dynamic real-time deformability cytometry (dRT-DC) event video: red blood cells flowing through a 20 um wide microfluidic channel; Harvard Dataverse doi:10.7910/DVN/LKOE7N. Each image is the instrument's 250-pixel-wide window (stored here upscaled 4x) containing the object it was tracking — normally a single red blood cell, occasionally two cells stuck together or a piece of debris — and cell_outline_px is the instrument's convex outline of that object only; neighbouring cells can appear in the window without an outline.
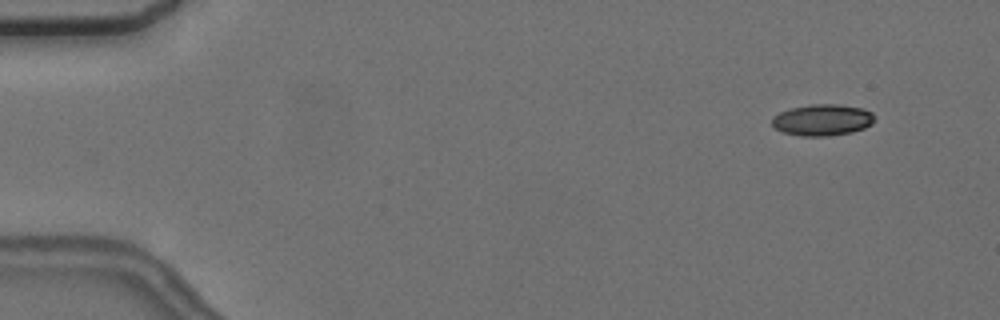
{"species": "common noctule bat (a hibernating species)", "species_latin": "Nyctalus noctula", "temperature_condition": "cold", "stored_images_in_passage": 4, "camera_frame_rate_fps": 3000, "um_per_image_px": 0.085, "animal": {"sex": "female", "body_mass_g": 24.6, "forearm_length_mm": 56.2}, "frame": {"image": 1, "passage_image": 1, "time_ms": 0.0, "image_size_px": [1000, 320], "cell_outline_px": [[876, 120], [872, 124], [864, 128], [852, 132], [828, 136], [800, 136], [784, 132], [776, 128], [772, 124], [772, 116], [788, 108], [812, 104], [836, 104], [864, 108], [872, 112], [876, 116]], "centroid_in_image_um": [69.93, 10.19], "position_along_channel_um": 15.1, "area_um2": 19.02}}